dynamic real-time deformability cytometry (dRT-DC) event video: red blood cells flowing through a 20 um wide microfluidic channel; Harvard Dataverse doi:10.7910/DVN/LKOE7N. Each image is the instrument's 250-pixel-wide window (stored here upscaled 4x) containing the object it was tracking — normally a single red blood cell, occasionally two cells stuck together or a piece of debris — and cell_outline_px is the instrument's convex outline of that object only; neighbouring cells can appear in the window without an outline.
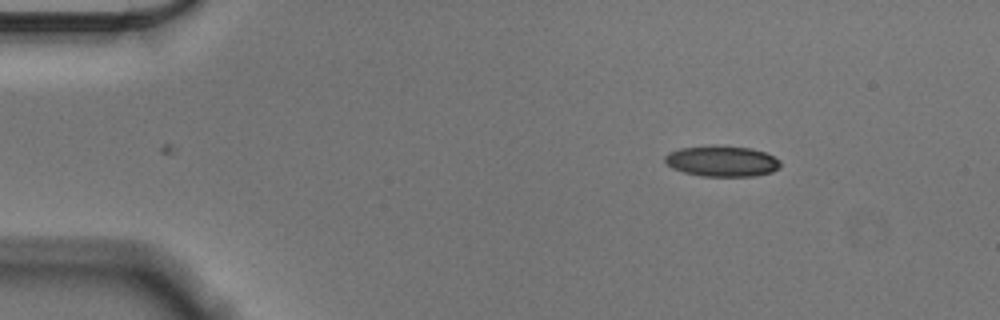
{"species": "Egyptian fruit bat (a non-hibernating species)", "species_latin": "Rousettus aegyptiacus", "temperature_condition": "cold", "stored_images_in_passage": 49, "camera_frame_rate_fps": 3000, "um_per_image_px": 0.085, "animal": {"sex": "male"}, "frame": {"image": 1, "passage_image": 1, "time_ms": 0.0, "image_size_px": [1000, 320], "cell_outline_px": [[780, 168], [772, 172], [752, 176], [700, 176], [684, 172], [672, 168], [664, 160], [664, 156], [668, 152], [680, 148], [752, 148], [764, 152], [780, 160]], "centroid_in_image_um": [61.38, 13.74], "position_along_channel_um": 23.6, "area_um2": 19.94}}
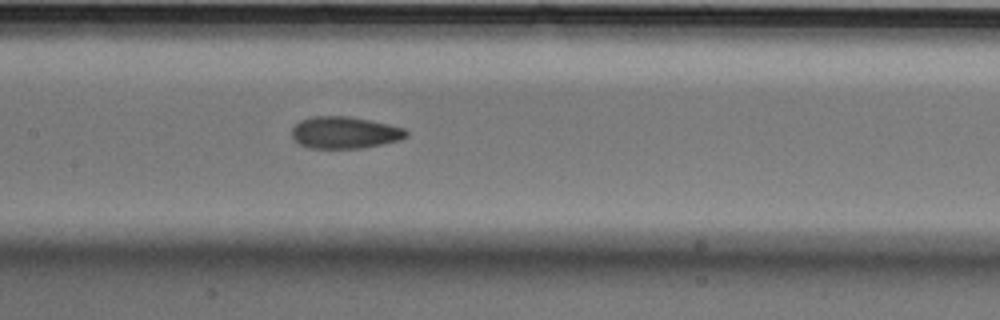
{"frame": {"image": 2, "passage_image": 20, "time_ms": 6.333, "image_size_px": [1000, 320], "cell_outline_px": [[408, 136], [400, 140], [384, 144], [364, 148], [308, 148], [292, 140], [292, 128], [300, 120], [316, 116], [348, 116], [388, 124], [404, 128], [408, 132]], "centroid_in_image_um": [29.3, 11.28], "position_along_channel_um": 178.1, "area_um2": 21.39}}
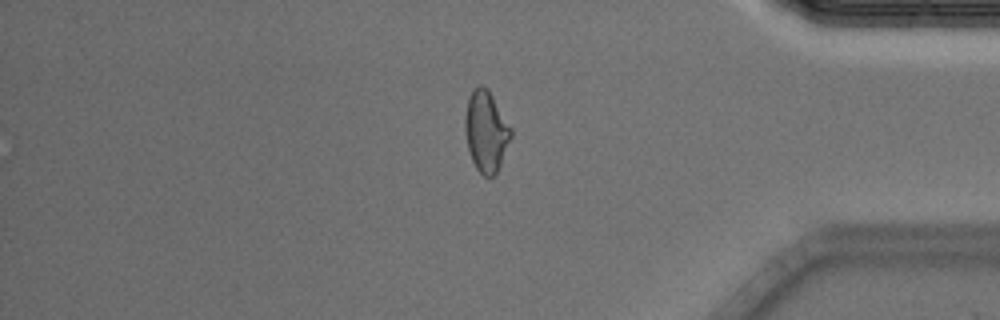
{"frame": {"image": 3, "passage_image": 40, "time_ms": 13.0, "image_size_px": [1000, 320], "cell_outline_px": [[512, 136], [496, 176], [484, 176], [476, 168], [472, 160], [468, 148], [464, 128], [464, 116], [468, 100], [472, 88], [480, 84], [488, 88], [512, 128]], "centroid_in_image_um": [41.32, 11.15], "position_along_channel_um": 393.9, "area_um2": 21.91}, "authors_computed_cell_mechanics": {"area_um2": 21.2126, "velocity_mm_per_s": 3.5945, "shape_relaxation_time_tau1_ms": 6.7416, "shape_relaxation_time_tau2_ms": 2.7205, "deformation_change_tau1": 0.147, "deformation_change_tau2": 0.081}}